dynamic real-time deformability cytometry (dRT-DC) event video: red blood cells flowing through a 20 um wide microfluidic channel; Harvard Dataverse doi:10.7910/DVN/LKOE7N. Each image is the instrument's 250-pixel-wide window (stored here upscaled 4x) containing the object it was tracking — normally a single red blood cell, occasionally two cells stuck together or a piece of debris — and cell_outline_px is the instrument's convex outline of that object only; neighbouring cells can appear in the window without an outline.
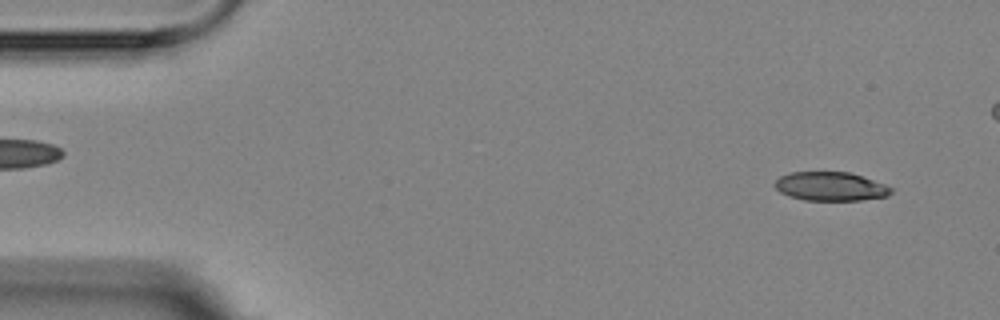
{"species": "Egyptian fruit bat (a non-hibernating species)", "species_latin": "Rousettus aegyptiacus", "temperature_condition": "room temperature", "stored_images_in_passage": 9, "camera_frame_rate_fps": 3000, "um_per_image_px": 0.085, "animal": {"sex": "female"}, "frame": {"image": 1, "passage_image": 1, "time_ms": 0.0, "image_size_px": [1000, 320], "cell_outline_px": [[892, 192], [888, 196], [860, 200], [804, 200], [788, 196], [780, 192], [772, 184], [780, 176], [792, 172], [848, 172], [884, 184], [892, 188]], "centroid_in_image_um": [70.56, 15.85], "position_along_channel_um": 14.4, "area_um2": 19.42}}
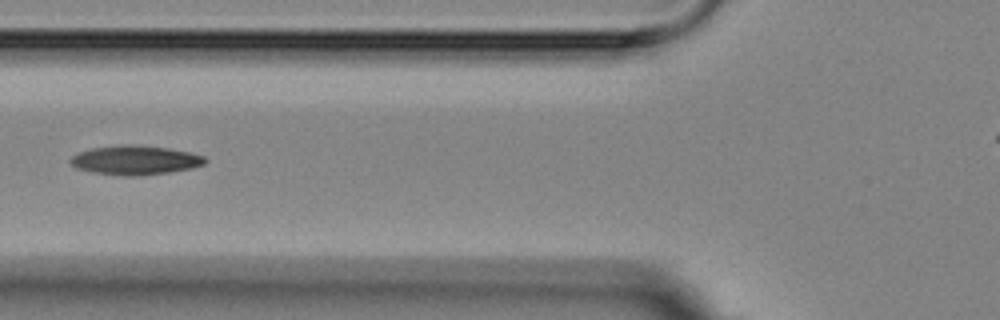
{"frame": {"image": 2, "passage_image": 6, "time_ms": 5.667, "image_size_px": [1000, 320], "cell_outline_px": [[208, 160], [204, 164], [192, 168], [168, 172], [140, 176], [124, 176], [92, 172], [76, 168], [68, 160], [76, 152], [92, 148], [120, 144], [132, 144], [168, 148], [188, 152], [204, 156]], "centroid_in_image_um": [11.46, 13.61], "position_along_channel_um": 114.3, "area_um2": 23.06}}
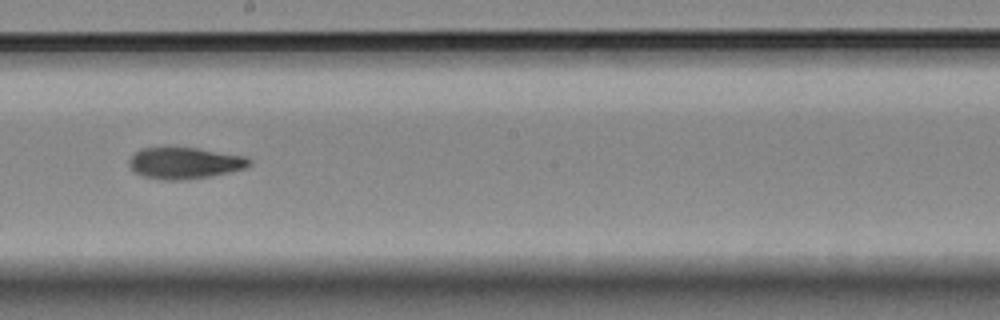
{"frame": {"image": 3, "passage_image": 9, "time_ms": 9.0, "image_size_px": [1000, 320], "cell_outline_px": [[252, 164], [244, 168], [212, 176], [184, 180], [160, 180], [144, 176], [136, 172], [128, 164], [128, 160], [140, 148], [200, 148], [244, 156], [252, 160]], "centroid_in_image_um": [15.71, 13.86], "position_along_channel_um": 232.5, "area_um2": 21.96}}